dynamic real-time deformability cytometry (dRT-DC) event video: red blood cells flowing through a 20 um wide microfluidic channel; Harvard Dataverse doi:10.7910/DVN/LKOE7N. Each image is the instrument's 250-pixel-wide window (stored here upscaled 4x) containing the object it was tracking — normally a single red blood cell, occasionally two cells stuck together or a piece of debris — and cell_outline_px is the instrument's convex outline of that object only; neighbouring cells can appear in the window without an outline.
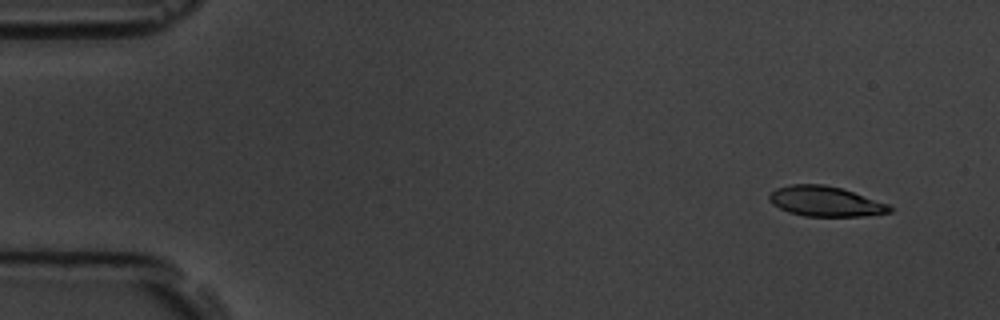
{"species": "common noctule bat (a hibernating species)", "species_latin": "Nyctalus noctula", "temperature_condition": "room temperature", "stored_images_in_passage": 5, "camera_frame_rate_fps": 3000, "um_per_image_px": 0.085, "animal": {"sex": "male", "body_mass_g": 19.5, "forearm_length_mm": 54.6}, "frame": {"image": 1, "passage_image": 2, "time_ms": 1.0, "image_size_px": [1000, 320], "cell_outline_px": [[892, 212], [860, 216], [804, 216], [788, 212], [772, 204], [768, 200], [768, 196], [776, 188], [792, 184], [824, 184], [840, 188], [888, 204], [892, 208]], "centroid_in_image_um": [70.11, 17.12], "position_along_channel_um": 14.9, "area_um2": 20.92}}
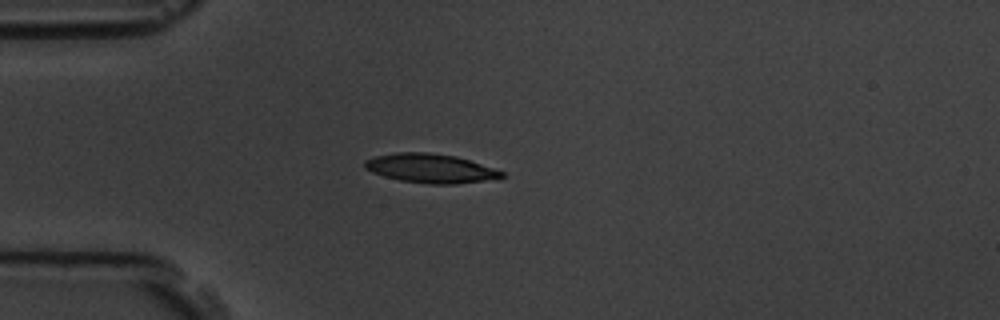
{"frame": {"image": 2, "passage_image": 5, "time_ms": 4.667, "image_size_px": [1000, 320], "cell_outline_px": [[504, 176], [484, 180], [456, 184], [428, 184], [400, 180], [384, 176], [372, 172], [364, 168], [364, 160], [376, 156], [396, 152], [428, 152], [456, 156], [504, 172]], "centroid_in_image_um": [36.53, 14.3], "position_along_channel_um": 48.5, "area_um2": 22.95}}